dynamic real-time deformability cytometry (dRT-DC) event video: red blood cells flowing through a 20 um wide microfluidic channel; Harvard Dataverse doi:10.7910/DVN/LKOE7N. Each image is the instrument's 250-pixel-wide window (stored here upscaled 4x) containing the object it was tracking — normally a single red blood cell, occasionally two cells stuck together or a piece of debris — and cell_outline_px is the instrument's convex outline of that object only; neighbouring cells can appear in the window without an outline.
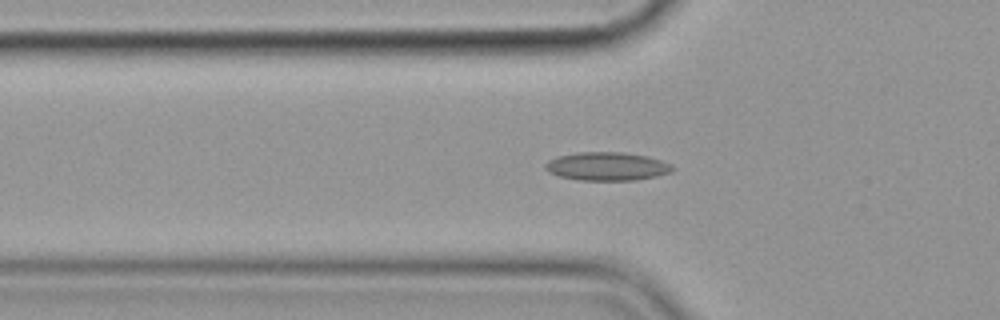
{"species": "common noctule bat (a hibernating species)", "species_latin": "Nyctalus noctula", "temperature_condition": "cold", "stored_images_in_passage": 40, "camera_frame_rate_fps": 3000, "um_per_image_px": 0.085, "animal": {"sex": "female", "body_mass_g": 19.9}, "frame": {"image": 1, "passage_image": 2, "time_ms": 0.333, "image_size_px": [1000, 320], "cell_outline_px": [[676, 168], [672, 172], [656, 176], [636, 180], [580, 180], [560, 176], [548, 172], [544, 168], [544, 164], [548, 160], [556, 156], [576, 152], [624, 152], [648, 156], [672, 164]], "centroid_in_image_um": [51.6, 14.13], "position_along_channel_um": 74.2, "area_um2": 21.27}}
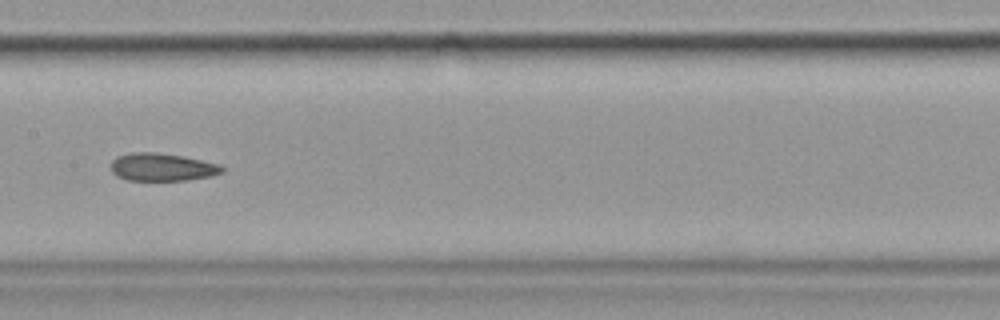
{"frame": {"image": 2, "passage_image": 12, "time_ms": 3.667, "image_size_px": [1000, 320], "cell_outline_px": [[224, 172], [212, 176], [188, 180], [128, 180], [116, 176], [112, 172], [112, 160], [116, 156], [132, 152], [152, 152], [184, 156], [220, 164], [224, 168]], "centroid_in_image_um": [13.8, 14.2], "position_along_channel_um": 193.6, "area_um2": 18.09}}
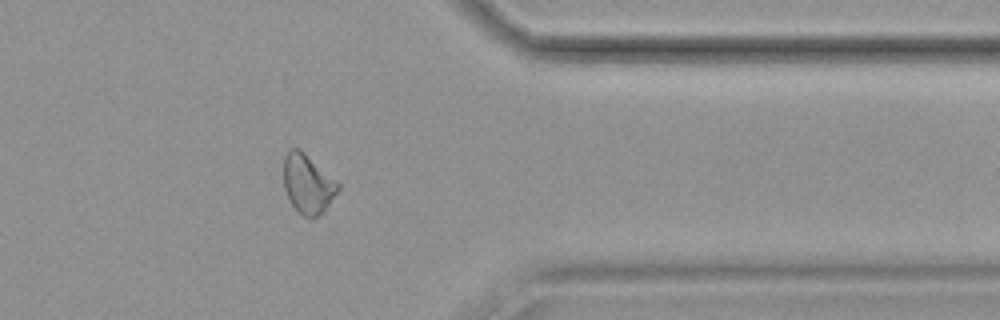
{"frame": {"image": 3, "passage_image": 29, "time_ms": 9.333, "image_size_px": [1000, 320], "cell_outline_px": [[340, 188], [324, 212], [312, 220], [304, 216], [292, 204], [284, 188], [284, 156], [292, 148], [300, 148], [336, 180], [340, 184]], "centroid_in_image_um": [26.18, 15.64], "position_along_channel_um": 385.2, "area_um2": 18.73}, "authors_computed_cell_mechanics": {"area_um2": 18.9584, "velocity_mm_per_s": 3.5746, "shape_relaxation_time_tau1_ms": null, "shape_relaxation_time_tau2_ms": 3.4246, "deformation_change_tau1": null, "deformation_change_tau2": 0.1049}}